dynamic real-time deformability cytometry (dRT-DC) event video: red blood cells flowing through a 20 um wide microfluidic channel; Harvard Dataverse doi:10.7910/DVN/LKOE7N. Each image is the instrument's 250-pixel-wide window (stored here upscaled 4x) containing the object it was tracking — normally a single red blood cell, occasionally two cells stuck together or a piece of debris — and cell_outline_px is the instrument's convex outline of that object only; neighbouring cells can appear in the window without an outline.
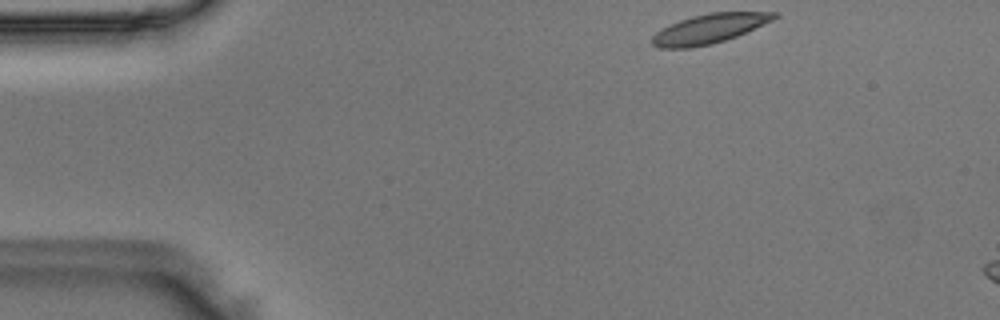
{"species": "Egyptian fruit bat (a non-hibernating species)", "species_latin": "Rousettus aegyptiacus", "temperature_condition": "room temperature", "stored_images_in_passage": 6, "camera_frame_rate_fps": 3000, "um_per_image_px": 0.085, "animal": {"sex": "male"}, "frame": {"image": 1, "passage_image": 1, "time_ms": 0.0, "image_size_px": [1000, 320], "cell_outline_px": [[780, 16], [772, 20], [736, 36], [712, 44], [692, 48], [660, 48], [652, 44], [652, 36], [656, 32], [680, 20], [692, 16], [708, 12], [780, 12]], "centroid_in_image_um": [60.3, 2.44], "position_along_channel_um": 24.7, "area_um2": 20.75}}